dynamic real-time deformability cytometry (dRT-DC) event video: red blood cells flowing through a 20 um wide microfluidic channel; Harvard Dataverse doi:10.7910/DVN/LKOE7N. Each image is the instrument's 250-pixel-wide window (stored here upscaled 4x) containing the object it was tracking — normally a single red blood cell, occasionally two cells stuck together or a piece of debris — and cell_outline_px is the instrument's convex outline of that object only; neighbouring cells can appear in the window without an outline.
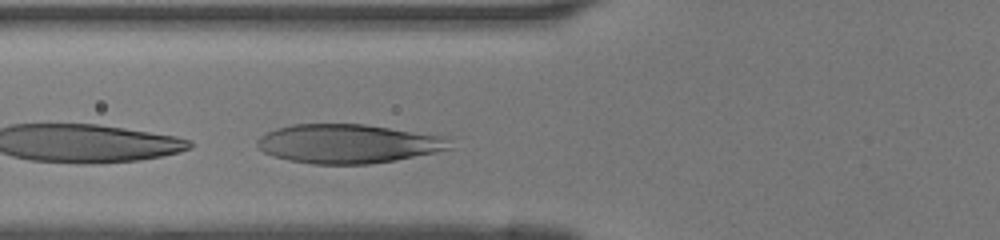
{"species": "human", "species_latin": "Homo sapiens", "temperature_condition": "room temperature", "stored_images_in_passage": 29, "camera_frame_rate_fps": 3000, "um_per_image_px": 0.085, "donor": {"sex": "female"}, "frame": {"image": 1, "passage_image": 8, "time_ms": 2.333, "image_size_px": [1000, 240], "cell_outline_px": [[452, 148], [436, 152], [396, 160], [372, 164], [312, 164], [288, 160], [264, 152], [256, 144], [256, 140], [260, 136], [276, 128], [292, 124], [364, 124], [452, 136]], "centroid_in_image_um": [29.68, 12.21], "position_along_channel_um": 96.1, "area_um2": 44.33}}
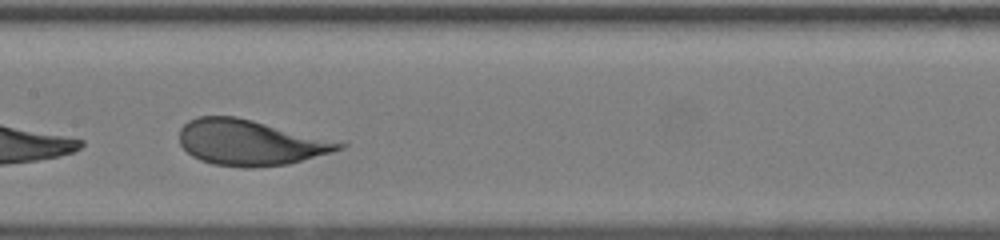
{"frame": {"image": 2, "passage_image": 14, "time_ms": 4.333, "image_size_px": [1000, 240], "cell_outline_px": [[348, 144], [344, 148], [332, 152], [288, 164], [252, 168], [244, 168], [212, 164], [200, 160], [192, 156], [180, 144], [180, 128], [188, 120], [200, 116], [236, 116], [348, 140]], "centroid_in_image_um": [21.42, 12.1], "position_along_channel_um": 186.0, "area_um2": 43.75}}
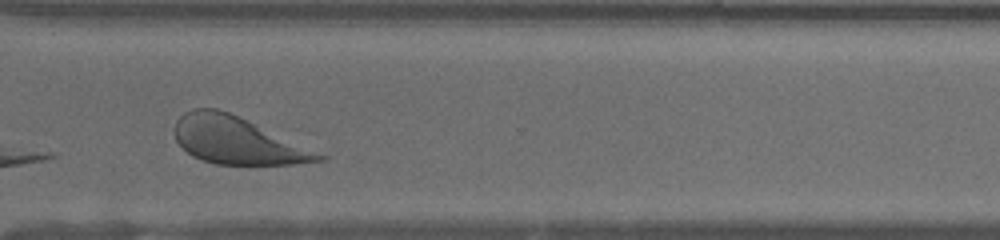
{"frame": {"image": 3, "passage_image": 25, "time_ms": 8.0, "image_size_px": [1000, 240], "cell_outline_px": [[328, 156], [324, 160], [292, 164], [216, 164], [200, 160], [192, 156], [176, 140], [176, 120], [184, 112], [192, 108], [216, 108], [228, 112]], "centroid_in_image_um": [20.13, 11.94], "position_along_channel_um": 350.5, "area_um2": 38.9}}